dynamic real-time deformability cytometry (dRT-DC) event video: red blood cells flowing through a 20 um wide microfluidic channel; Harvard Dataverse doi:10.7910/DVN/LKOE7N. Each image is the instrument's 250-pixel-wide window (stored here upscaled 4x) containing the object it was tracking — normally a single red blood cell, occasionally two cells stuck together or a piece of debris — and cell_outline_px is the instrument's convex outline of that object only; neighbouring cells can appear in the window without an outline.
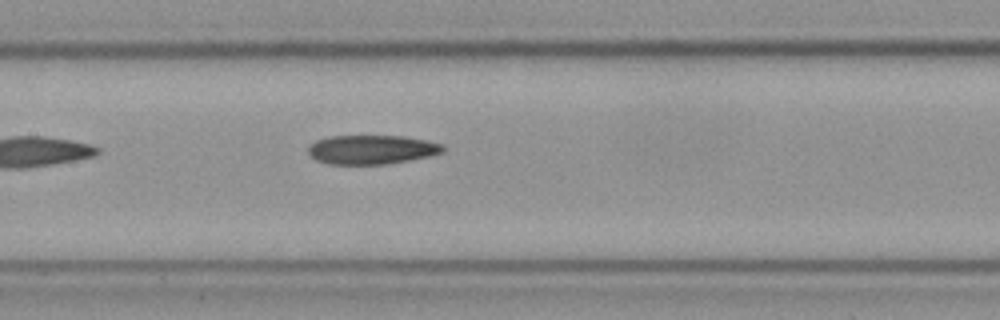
{"species": "Egyptian fruit bat (a non-hibernating species)", "species_latin": "Rousettus aegyptiacus", "temperature_condition": "cold", "stored_images_in_passage": 4, "camera_frame_rate_fps": 3000, "um_per_image_px": 0.085, "frame": {"image": 1, "passage_image": 4, "time_ms": 1.0, "image_size_px": [1000, 320], "cell_outline_px": [[444, 152], [428, 156], [408, 160], [384, 164], [328, 164], [316, 160], [308, 152], [308, 144], [316, 140], [328, 136], [404, 136], [428, 140], [444, 144]], "centroid_in_image_um": [31.58, 12.7], "position_along_channel_um": 175.8, "area_um2": 22.95}}